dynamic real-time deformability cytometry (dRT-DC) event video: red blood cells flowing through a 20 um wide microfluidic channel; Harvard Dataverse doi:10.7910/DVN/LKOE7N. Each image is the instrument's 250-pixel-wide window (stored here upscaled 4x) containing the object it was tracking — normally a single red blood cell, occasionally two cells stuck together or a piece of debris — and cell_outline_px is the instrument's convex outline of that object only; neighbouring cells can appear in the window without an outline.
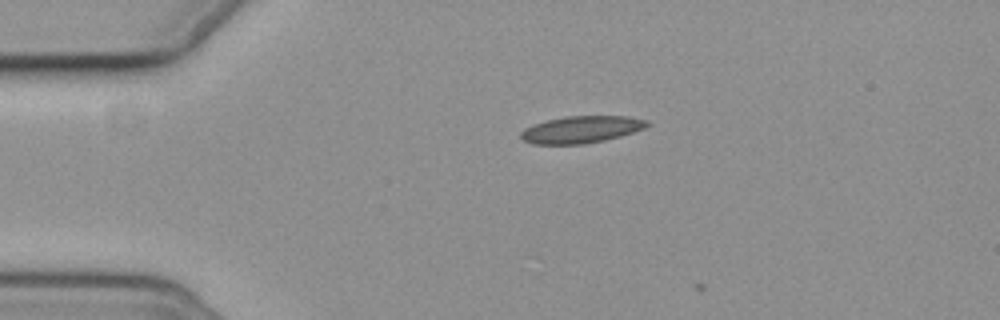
{"species": "common noctule bat (a hibernating species)", "species_latin": "Nyctalus noctula", "temperature_condition": "cold", "stored_images_in_passage": 3, "camera_frame_rate_fps": 3000, "um_per_image_px": 0.085, "animal": {"sex": "female", "body_mass_g": 19.3, "forearm_length_mm": 54.1}, "frame": {"image": 1, "passage_image": 2, "time_ms": 0.333, "image_size_px": [1000, 320], "cell_outline_px": [[652, 124], [644, 128], [620, 136], [604, 140], [584, 144], [532, 144], [524, 140], [520, 136], [520, 132], [524, 128], [532, 124], [548, 120], [568, 116], [628, 116], [648, 120]], "centroid_in_image_um": [49.41, 11.0], "position_along_channel_um": 35.6, "area_um2": 19.88}}